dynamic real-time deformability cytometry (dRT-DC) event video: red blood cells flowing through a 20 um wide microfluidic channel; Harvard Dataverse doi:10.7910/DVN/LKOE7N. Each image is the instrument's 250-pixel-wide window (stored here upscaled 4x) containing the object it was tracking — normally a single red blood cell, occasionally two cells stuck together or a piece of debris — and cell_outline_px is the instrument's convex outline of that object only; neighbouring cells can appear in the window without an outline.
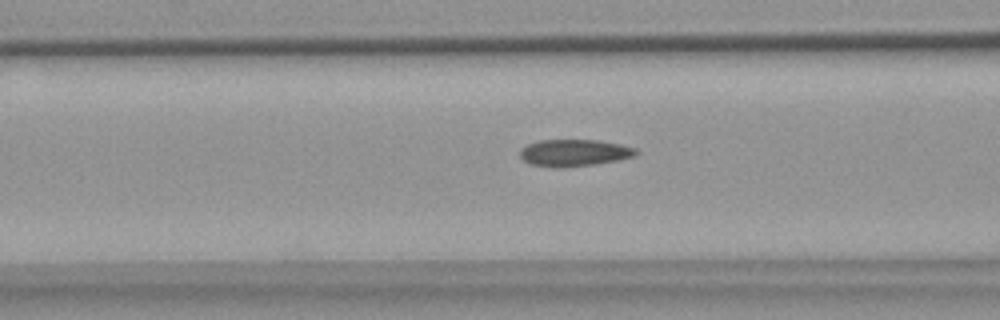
{"species": "common noctule bat (a hibernating species)", "species_latin": "Nyctalus noctula", "temperature_condition": "warm", "stored_images_in_passage": 33, "camera_frame_rate_fps": 3000, "um_per_image_px": 0.085, "animal": {"sex": "female", "body_mass_g": 18.4}, "frame": {"image": 1, "passage_image": 9, "time_ms": 2.667, "image_size_px": [1000, 320], "cell_outline_px": [[640, 152], [636, 156], [596, 164], [556, 168], [532, 164], [524, 160], [520, 156], [520, 148], [528, 144], [540, 140], [596, 140], [620, 144], [636, 148]], "centroid_in_image_um": [48.83, 12.98], "position_along_channel_um": 117.8, "area_um2": 18.15}}
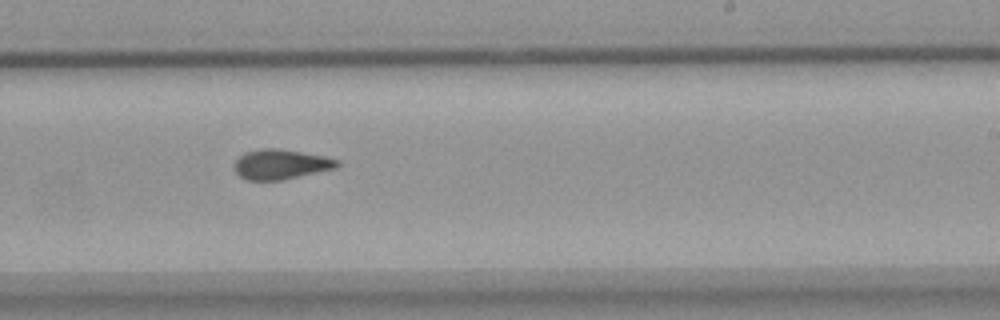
{"frame": {"image": 2, "passage_image": 21, "time_ms": 6.667, "image_size_px": [1000, 320], "cell_outline_px": [[340, 164], [336, 168], [280, 180], [248, 180], [240, 176], [236, 172], [236, 160], [240, 156], [248, 152], [260, 148], [276, 148], [324, 156], [340, 160]], "centroid_in_image_um": [23.9, 13.96], "position_along_channel_um": 265.1, "area_um2": 17.57}}
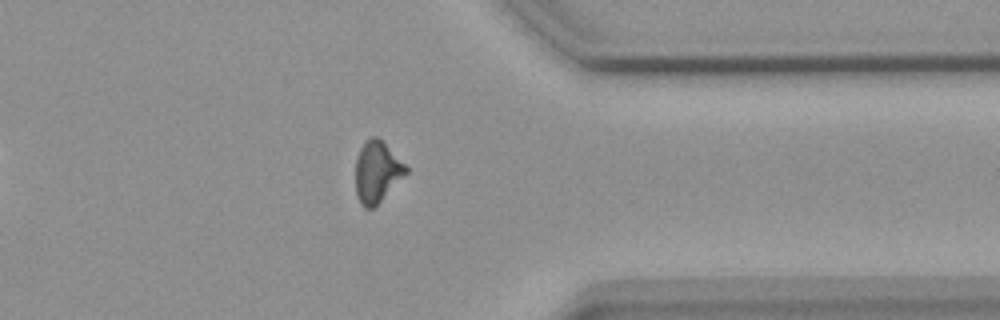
{"frame": {"image": 3, "passage_image": 31, "time_ms": 10.0, "image_size_px": [1000, 320], "cell_outline_px": [[408, 172], [372, 208], [364, 208], [360, 204], [356, 196], [356, 160], [360, 148], [372, 136], [376, 136], [408, 168]], "centroid_in_image_um": [32.01, 14.63], "position_along_channel_um": 379.4, "area_um2": 17.34}}